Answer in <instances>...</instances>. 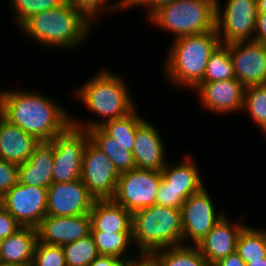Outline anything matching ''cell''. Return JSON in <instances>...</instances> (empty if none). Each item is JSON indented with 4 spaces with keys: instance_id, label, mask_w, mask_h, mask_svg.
Masks as SVG:
<instances>
[{
    "instance_id": "obj_1",
    "label": "cell",
    "mask_w": 266,
    "mask_h": 266,
    "mask_svg": "<svg viewBox=\"0 0 266 266\" xmlns=\"http://www.w3.org/2000/svg\"><path fill=\"white\" fill-rule=\"evenodd\" d=\"M57 102L36 90H0V114L40 142H50L71 125L72 116Z\"/></svg>"
},
{
    "instance_id": "obj_2",
    "label": "cell",
    "mask_w": 266,
    "mask_h": 266,
    "mask_svg": "<svg viewBox=\"0 0 266 266\" xmlns=\"http://www.w3.org/2000/svg\"><path fill=\"white\" fill-rule=\"evenodd\" d=\"M94 75L81 84L78 90H74V96L81 100L86 109L92 111L91 114H95L96 118L79 121L80 118L75 119L73 116L71 125L75 128L89 130L99 127L106 121L126 117L137 108L125 78L108 68H101Z\"/></svg>"
},
{
    "instance_id": "obj_3",
    "label": "cell",
    "mask_w": 266,
    "mask_h": 266,
    "mask_svg": "<svg viewBox=\"0 0 266 266\" xmlns=\"http://www.w3.org/2000/svg\"><path fill=\"white\" fill-rule=\"evenodd\" d=\"M94 25L66 0L55 9L32 15L18 28L40 47L69 51L89 38Z\"/></svg>"
},
{
    "instance_id": "obj_4",
    "label": "cell",
    "mask_w": 266,
    "mask_h": 266,
    "mask_svg": "<svg viewBox=\"0 0 266 266\" xmlns=\"http://www.w3.org/2000/svg\"><path fill=\"white\" fill-rule=\"evenodd\" d=\"M171 42L164 63V76L176 88L193 90L203 80L210 55L220 44L217 30Z\"/></svg>"
},
{
    "instance_id": "obj_5",
    "label": "cell",
    "mask_w": 266,
    "mask_h": 266,
    "mask_svg": "<svg viewBox=\"0 0 266 266\" xmlns=\"http://www.w3.org/2000/svg\"><path fill=\"white\" fill-rule=\"evenodd\" d=\"M132 239L137 252L183 245L182 211L154 204L132 214Z\"/></svg>"
},
{
    "instance_id": "obj_6",
    "label": "cell",
    "mask_w": 266,
    "mask_h": 266,
    "mask_svg": "<svg viewBox=\"0 0 266 266\" xmlns=\"http://www.w3.org/2000/svg\"><path fill=\"white\" fill-rule=\"evenodd\" d=\"M152 25L173 34V40L216 30V0H173L147 16Z\"/></svg>"
},
{
    "instance_id": "obj_7",
    "label": "cell",
    "mask_w": 266,
    "mask_h": 266,
    "mask_svg": "<svg viewBox=\"0 0 266 266\" xmlns=\"http://www.w3.org/2000/svg\"><path fill=\"white\" fill-rule=\"evenodd\" d=\"M221 2L216 0V30L220 43L254 41L257 0H226L224 5Z\"/></svg>"
},
{
    "instance_id": "obj_8",
    "label": "cell",
    "mask_w": 266,
    "mask_h": 266,
    "mask_svg": "<svg viewBox=\"0 0 266 266\" xmlns=\"http://www.w3.org/2000/svg\"><path fill=\"white\" fill-rule=\"evenodd\" d=\"M204 186L182 204L183 245L196 246L227 215L217 207ZM192 242V243H191Z\"/></svg>"
},
{
    "instance_id": "obj_9",
    "label": "cell",
    "mask_w": 266,
    "mask_h": 266,
    "mask_svg": "<svg viewBox=\"0 0 266 266\" xmlns=\"http://www.w3.org/2000/svg\"><path fill=\"white\" fill-rule=\"evenodd\" d=\"M89 139L87 130L70 125L62 134L51 140L54 149L53 183L80 179L83 153Z\"/></svg>"
},
{
    "instance_id": "obj_10",
    "label": "cell",
    "mask_w": 266,
    "mask_h": 266,
    "mask_svg": "<svg viewBox=\"0 0 266 266\" xmlns=\"http://www.w3.org/2000/svg\"><path fill=\"white\" fill-rule=\"evenodd\" d=\"M161 171L134 168L121 173L112 200L132 214L156 204Z\"/></svg>"
},
{
    "instance_id": "obj_11",
    "label": "cell",
    "mask_w": 266,
    "mask_h": 266,
    "mask_svg": "<svg viewBox=\"0 0 266 266\" xmlns=\"http://www.w3.org/2000/svg\"><path fill=\"white\" fill-rule=\"evenodd\" d=\"M121 173L90 139L83 153L80 179L96 200L112 199Z\"/></svg>"
},
{
    "instance_id": "obj_12",
    "label": "cell",
    "mask_w": 266,
    "mask_h": 266,
    "mask_svg": "<svg viewBox=\"0 0 266 266\" xmlns=\"http://www.w3.org/2000/svg\"><path fill=\"white\" fill-rule=\"evenodd\" d=\"M48 188L18 183L1 199L3 206L21 227L38 228L47 216Z\"/></svg>"
},
{
    "instance_id": "obj_13",
    "label": "cell",
    "mask_w": 266,
    "mask_h": 266,
    "mask_svg": "<svg viewBox=\"0 0 266 266\" xmlns=\"http://www.w3.org/2000/svg\"><path fill=\"white\" fill-rule=\"evenodd\" d=\"M235 78L246 88L266 84V45L255 41L226 44Z\"/></svg>"
},
{
    "instance_id": "obj_14",
    "label": "cell",
    "mask_w": 266,
    "mask_h": 266,
    "mask_svg": "<svg viewBox=\"0 0 266 266\" xmlns=\"http://www.w3.org/2000/svg\"><path fill=\"white\" fill-rule=\"evenodd\" d=\"M95 200L81 179L53 183L48 188L47 216L90 214Z\"/></svg>"
},
{
    "instance_id": "obj_15",
    "label": "cell",
    "mask_w": 266,
    "mask_h": 266,
    "mask_svg": "<svg viewBox=\"0 0 266 266\" xmlns=\"http://www.w3.org/2000/svg\"><path fill=\"white\" fill-rule=\"evenodd\" d=\"M192 91L207 112L218 115L242 112L245 87L236 78L199 83Z\"/></svg>"
},
{
    "instance_id": "obj_16",
    "label": "cell",
    "mask_w": 266,
    "mask_h": 266,
    "mask_svg": "<svg viewBox=\"0 0 266 266\" xmlns=\"http://www.w3.org/2000/svg\"><path fill=\"white\" fill-rule=\"evenodd\" d=\"M40 242L62 246L91 234L90 214L46 216L37 228Z\"/></svg>"
},
{
    "instance_id": "obj_17",
    "label": "cell",
    "mask_w": 266,
    "mask_h": 266,
    "mask_svg": "<svg viewBox=\"0 0 266 266\" xmlns=\"http://www.w3.org/2000/svg\"><path fill=\"white\" fill-rule=\"evenodd\" d=\"M245 215H239V222H230L225 215L213 229L199 242L196 247L210 266L219 260L236 252L237 239L242 229L247 225Z\"/></svg>"
},
{
    "instance_id": "obj_18",
    "label": "cell",
    "mask_w": 266,
    "mask_h": 266,
    "mask_svg": "<svg viewBox=\"0 0 266 266\" xmlns=\"http://www.w3.org/2000/svg\"><path fill=\"white\" fill-rule=\"evenodd\" d=\"M153 122L146 119L136 130L132 150L136 168L161 171L168 163L165 142Z\"/></svg>"
},
{
    "instance_id": "obj_19",
    "label": "cell",
    "mask_w": 266,
    "mask_h": 266,
    "mask_svg": "<svg viewBox=\"0 0 266 266\" xmlns=\"http://www.w3.org/2000/svg\"><path fill=\"white\" fill-rule=\"evenodd\" d=\"M53 143L40 142L29 160L18 165V183L49 188L53 184Z\"/></svg>"
},
{
    "instance_id": "obj_20",
    "label": "cell",
    "mask_w": 266,
    "mask_h": 266,
    "mask_svg": "<svg viewBox=\"0 0 266 266\" xmlns=\"http://www.w3.org/2000/svg\"><path fill=\"white\" fill-rule=\"evenodd\" d=\"M39 143L34 136L11 124L0 114V159L23 164Z\"/></svg>"
},
{
    "instance_id": "obj_21",
    "label": "cell",
    "mask_w": 266,
    "mask_h": 266,
    "mask_svg": "<svg viewBox=\"0 0 266 266\" xmlns=\"http://www.w3.org/2000/svg\"><path fill=\"white\" fill-rule=\"evenodd\" d=\"M183 158L179 164L176 163L174 166L167 163L161 170V179L167 184V187L187 199L200 191L205 184L202 181L198 165H196L195 157L187 154Z\"/></svg>"
},
{
    "instance_id": "obj_22",
    "label": "cell",
    "mask_w": 266,
    "mask_h": 266,
    "mask_svg": "<svg viewBox=\"0 0 266 266\" xmlns=\"http://www.w3.org/2000/svg\"><path fill=\"white\" fill-rule=\"evenodd\" d=\"M91 217V232H132V213L112 199L95 200Z\"/></svg>"
},
{
    "instance_id": "obj_23",
    "label": "cell",
    "mask_w": 266,
    "mask_h": 266,
    "mask_svg": "<svg viewBox=\"0 0 266 266\" xmlns=\"http://www.w3.org/2000/svg\"><path fill=\"white\" fill-rule=\"evenodd\" d=\"M38 240L36 228L20 227L12 235L2 239L0 262L32 266Z\"/></svg>"
},
{
    "instance_id": "obj_24",
    "label": "cell",
    "mask_w": 266,
    "mask_h": 266,
    "mask_svg": "<svg viewBox=\"0 0 266 266\" xmlns=\"http://www.w3.org/2000/svg\"><path fill=\"white\" fill-rule=\"evenodd\" d=\"M87 131L90 140L109 157L120 173L136 168L132 151L127 150L126 145L108 136L100 127Z\"/></svg>"
},
{
    "instance_id": "obj_25",
    "label": "cell",
    "mask_w": 266,
    "mask_h": 266,
    "mask_svg": "<svg viewBox=\"0 0 266 266\" xmlns=\"http://www.w3.org/2000/svg\"><path fill=\"white\" fill-rule=\"evenodd\" d=\"M91 235L99 255L114 256L122 261L131 258L130 247L134 246L132 232H91Z\"/></svg>"
},
{
    "instance_id": "obj_26",
    "label": "cell",
    "mask_w": 266,
    "mask_h": 266,
    "mask_svg": "<svg viewBox=\"0 0 266 266\" xmlns=\"http://www.w3.org/2000/svg\"><path fill=\"white\" fill-rule=\"evenodd\" d=\"M146 120L137 108L126 117L109 120L99 126L108 136L126 145L129 151L134 149L136 130Z\"/></svg>"
},
{
    "instance_id": "obj_27",
    "label": "cell",
    "mask_w": 266,
    "mask_h": 266,
    "mask_svg": "<svg viewBox=\"0 0 266 266\" xmlns=\"http://www.w3.org/2000/svg\"><path fill=\"white\" fill-rule=\"evenodd\" d=\"M236 253L245 263L266 257V228H254L248 224L240 232Z\"/></svg>"
},
{
    "instance_id": "obj_28",
    "label": "cell",
    "mask_w": 266,
    "mask_h": 266,
    "mask_svg": "<svg viewBox=\"0 0 266 266\" xmlns=\"http://www.w3.org/2000/svg\"><path fill=\"white\" fill-rule=\"evenodd\" d=\"M162 266H210L196 246H176L153 252Z\"/></svg>"
},
{
    "instance_id": "obj_29",
    "label": "cell",
    "mask_w": 266,
    "mask_h": 266,
    "mask_svg": "<svg viewBox=\"0 0 266 266\" xmlns=\"http://www.w3.org/2000/svg\"><path fill=\"white\" fill-rule=\"evenodd\" d=\"M233 64L226 44H219L212 52L206 66L203 80L200 83H209L234 79Z\"/></svg>"
},
{
    "instance_id": "obj_30",
    "label": "cell",
    "mask_w": 266,
    "mask_h": 266,
    "mask_svg": "<svg viewBox=\"0 0 266 266\" xmlns=\"http://www.w3.org/2000/svg\"><path fill=\"white\" fill-rule=\"evenodd\" d=\"M62 248L67 266H89L99 256L91 234Z\"/></svg>"
},
{
    "instance_id": "obj_31",
    "label": "cell",
    "mask_w": 266,
    "mask_h": 266,
    "mask_svg": "<svg viewBox=\"0 0 266 266\" xmlns=\"http://www.w3.org/2000/svg\"><path fill=\"white\" fill-rule=\"evenodd\" d=\"M242 112L247 113L260 129L266 125V84L245 88Z\"/></svg>"
},
{
    "instance_id": "obj_32",
    "label": "cell",
    "mask_w": 266,
    "mask_h": 266,
    "mask_svg": "<svg viewBox=\"0 0 266 266\" xmlns=\"http://www.w3.org/2000/svg\"><path fill=\"white\" fill-rule=\"evenodd\" d=\"M66 0H9L10 9L13 11L15 25L21 26L28 18L38 12L52 10Z\"/></svg>"
},
{
    "instance_id": "obj_33",
    "label": "cell",
    "mask_w": 266,
    "mask_h": 266,
    "mask_svg": "<svg viewBox=\"0 0 266 266\" xmlns=\"http://www.w3.org/2000/svg\"><path fill=\"white\" fill-rule=\"evenodd\" d=\"M74 8L84 14L92 23L98 21V17L103 13H116L123 11L119 4L114 0H67ZM113 1V2H112ZM101 13V14H100ZM96 20V21H95Z\"/></svg>"
},
{
    "instance_id": "obj_34",
    "label": "cell",
    "mask_w": 266,
    "mask_h": 266,
    "mask_svg": "<svg viewBox=\"0 0 266 266\" xmlns=\"http://www.w3.org/2000/svg\"><path fill=\"white\" fill-rule=\"evenodd\" d=\"M32 266H67L62 246L49 245L38 240Z\"/></svg>"
},
{
    "instance_id": "obj_35",
    "label": "cell",
    "mask_w": 266,
    "mask_h": 266,
    "mask_svg": "<svg viewBox=\"0 0 266 266\" xmlns=\"http://www.w3.org/2000/svg\"><path fill=\"white\" fill-rule=\"evenodd\" d=\"M18 182V165L0 159V199Z\"/></svg>"
},
{
    "instance_id": "obj_36",
    "label": "cell",
    "mask_w": 266,
    "mask_h": 266,
    "mask_svg": "<svg viewBox=\"0 0 266 266\" xmlns=\"http://www.w3.org/2000/svg\"><path fill=\"white\" fill-rule=\"evenodd\" d=\"M185 200L178 192L167 187V184L161 179L156 197L157 205L181 209Z\"/></svg>"
},
{
    "instance_id": "obj_37",
    "label": "cell",
    "mask_w": 266,
    "mask_h": 266,
    "mask_svg": "<svg viewBox=\"0 0 266 266\" xmlns=\"http://www.w3.org/2000/svg\"><path fill=\"white\" fill-rule=\"evenodd\" d=\"M170 1L173 0H116V2L123 10H128V8L132 7L144 8L146 10L145 13L147 14L146 17L158 6L168 3Z\"/></svg>"
},
{
    "instance_id": "obj_38",
    "label": "cell",
    "mask_w": 266,
    "mask_h": 266,
    "mask_svg": "<svg viewBox=\"0 0 266 266\" xmlns=\"http://www.w3.org/2000/svg\"><path fill=\"white\" fill-rule=\"evenodd\" d=\"M20 227L15 218L0 205V239L7 238Z\"/></svg>"
},
{
    "instance_id": "obj_39",
    "label": "cell",
    "mask_w": 266,
    "mask_h": 266,
    "mask_svg": "<svg viewBox=\"0 0 266 266\" xmlns=\"http://www.w3.org/2000/svg\"><path fill=\"white\" fill-rule=\"evenodd\" d=\"M127 266H162V264L154 253L136 252L134 256L131 254Z\"/></svg>"
},
{
    "instance_id": "obj_40",
    "label": "cell",
    "mask_w": 266,
    "mask_h": 266,
    "mask_svg": "<svg viewBox=\"0 0 266 266\" xmlns=\"http://www.w3.org/2000/svg\"><path fill=\"white\" fill-rule=\"evenodd\" d=\"M254 41L266 45V13H257Z\"/></svg>"
},
{
    "instance_id": "obj_41",
    "label": "cell",
    "mask_w": 266,
    "mask_h": 266,
    "mask_svg": "<svg viewBox=\"0 0 266 266\" xmlns=\"http://www.w3.org/2000/svg\"><path fill=\"white\" fill-rule=\"evenodd\" d=\"M213 266H246V263L240 258V256L234 252L225 258L219 260Z\"/></svg>"
},
{
    "instance_id": "obj_42",
    "label": "cell",
    "mask_w": 266,
    "mask_h": 266,
    "mask_svg": "<svg viewBox=\"0 0 266 266\" xmlns=\"http://www.w3.org/2000/svg\"><path fill=\"white\" fill-rule=\"evenodd\" d=\"M121 262L114 256L99 255L89 266H118Z\"/></svg>"
},
{
    "instance_id": "obj_43",
    "label": "cell",
    "mask_w": 266,
    "mask_h": 266,
    "mask_svg": "<svg viewBox=\"0 0 266 266\" xmlns=\"http://www.w3.org/2000/svg\"><path fill=\"white\" fill-rule=\"evenodd\" d=\"M257 12L266 13V0H257Z\"/></svg>"
},
{
    "instance_id": "obj_44",
    "label": "cell",
    "mask_w": 266,
    "mask_h": 266,
    "mask_svg": "<svg viewBox=\"0 0 266 266\" xmlns=\"http://www.w3.org/2000/svg\"><path fill=\"white\" fill-rule=\"evenodd\" d=\"M246 266H266V257L262 260H251L250 263H246Z\"/></svg>"
},
{
    "instance_id": "obj_45",
    "label": "cell",
    "mask_w": 266,
    "mask_h": 266,
    "mask_svg": "<svg viewBox=\"0 0 266 266\" xmlns=\"http://www.w3.org/2000/svg\"><path fill=\"white\" fill-rule=\"evenodd\" d=\"M0 266H19V265L0 262Z\"/></svg>"
},
{
    "instance_id": "obj_46",
    "label": "cell",
    "mask_w": 266,
    "mask_h": 266,
    "mask_svg": "<svg viewBox=\"0 0 266 266\" xmlns=\"http://www.w3.org/2000/svg\"><path fill=\"white\" fill-rule=\"evenodd\" d=\"M262 133H264V137L266 136V125L261 129Z\"/></svg>"
},
{
    "instance_id": "obj_47",
    "label": "cell",
    "mask_w": 266,
    "mask_h": 266,
    "mask_svg": "<svg viewBox=\"0 0 266 266\" xmlns=\"http://www.w3.org/2000/svg\"><path fill=\"white\" fill-rule=\"evenodd\" d=\"M118 266H127V261H122Z\"/></svg>"
},
{
    "instance_id": "obj_48",
    "label": "cell",
    "mask_w": 266,
    "mask_h": 266,
    "mask_svg": "<svg viewBox=\"0 0 266 266\" xmlns=\"http://www.w3.org/2000/svg\"><path fill=\"white\" fill-rule=\"evenodd\" d=\"M1 243H2V239H0V251H1Z\"/></svg>"
}]
</instances>
